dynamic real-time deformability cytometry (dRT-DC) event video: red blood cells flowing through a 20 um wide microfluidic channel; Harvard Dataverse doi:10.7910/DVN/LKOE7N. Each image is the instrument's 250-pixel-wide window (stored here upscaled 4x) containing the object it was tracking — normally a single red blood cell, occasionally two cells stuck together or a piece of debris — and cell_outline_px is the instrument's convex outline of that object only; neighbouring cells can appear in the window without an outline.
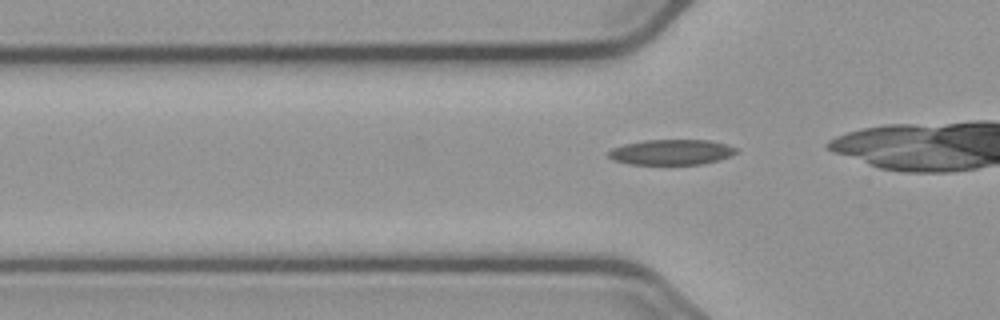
{"species": "common noctule bat (a hibernating species)", "species_latin": "Nyctalus noctula", "temperature_condition": "cold", "stored_images_in_passage": 11, "camera_frame_rate_fps": 3000, "um_per_image_px": 0.085, "animal": {"sex": "male", "body_mass_g": 23.1, "forearm_length_mm": 52.7}, "frame": {"image": 1, "passage_image": 5, "time_ms": 1.333, "image_size_px": [1000, 320], "cell_outline_px": [[736, 152], [728, 156], [716, 160], [700, 164], [628, 164], [612, 160], [608, 156], [608, 152], [612, 148], [624, 144], [644, 140], [712, 140], [736, 148]], "centroid_in_image_um": [57.0, 12.92], "position_along_channel_um": 68.8, "area_um2": 18.67}}